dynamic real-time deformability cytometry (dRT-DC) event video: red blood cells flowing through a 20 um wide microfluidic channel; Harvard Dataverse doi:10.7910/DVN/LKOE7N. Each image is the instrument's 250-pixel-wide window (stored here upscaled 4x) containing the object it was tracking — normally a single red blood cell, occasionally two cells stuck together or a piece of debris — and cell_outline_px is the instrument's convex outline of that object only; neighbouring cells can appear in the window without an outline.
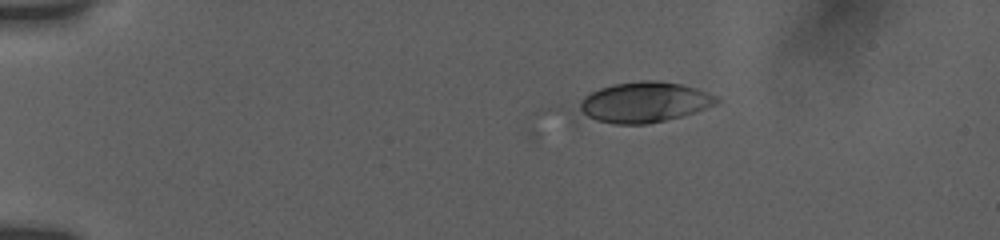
{"species": "human", "species_latin": "Homo sapiens", "temperature_condition": "room temperature", "stored_images_in_passage": 10, "camera_frame_rate_fps": 3000, "um_per_image_px": 0.085, "donor": {"sex": "female"}, "frame": {"image": 1, "passage_image": 1, "time_ms": 0.0, "image_size_px": [1000, 240], "cell_outline_px": [[720, 100], [716, 104], [680, 116], [648, 124], [572, 124], [556, 108], [600, 88], [616, 84], [640, 80], [656, 80], [680, 84], [696, 88], [708, 92], [716, 96]], "centroid_in_image_um": [54.12, 8.79], "position_along_channel_um": 30.9, "area_um2": 36.01}}
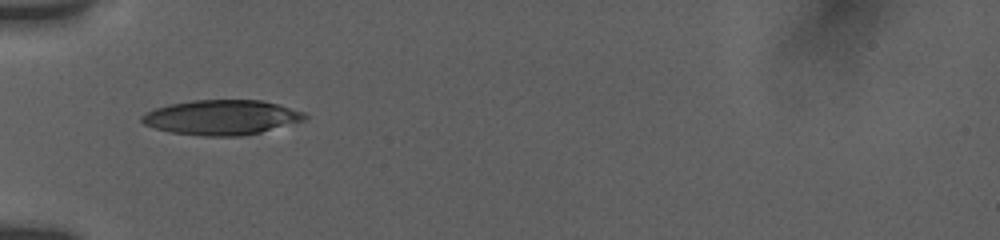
{"frame": {"image": 2, "passage_image": 8, "time_ms": 3.0, "image_size_px": [1000, 240], "cell_outline_px": [[308, 116], [304, 120], [260, 132], [240, 136], [204, 136], [172, 132], [156, 128], [144, 124], [140, 120], [140, 116], [156, 108], [168, 104], [192, 100], [260, 100], [280, 104], [304, 112]], "centroid_in_image_um": [18.84, 9.97], "position_along_channel_um": 66.2, "area_um2": 32.95}}